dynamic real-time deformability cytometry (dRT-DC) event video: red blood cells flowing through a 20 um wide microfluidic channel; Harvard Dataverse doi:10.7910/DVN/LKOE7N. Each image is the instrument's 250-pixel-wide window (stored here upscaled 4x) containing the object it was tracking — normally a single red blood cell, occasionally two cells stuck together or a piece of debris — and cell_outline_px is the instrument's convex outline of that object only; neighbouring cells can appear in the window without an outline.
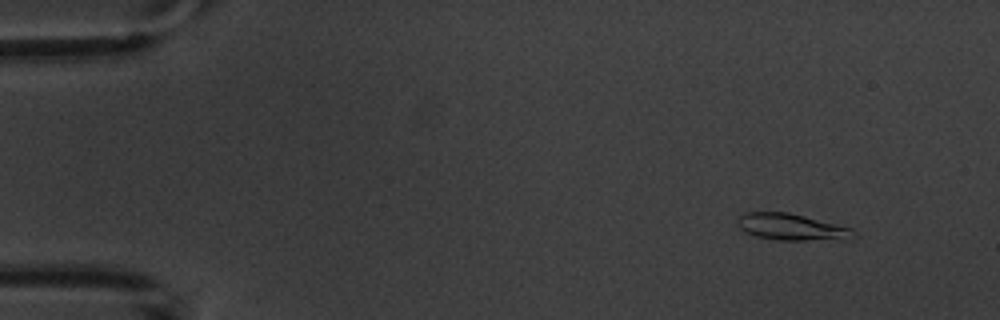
{"species": "common noctule bat (a hibernating species)", "species_latin": "Nyctalus noctula", "temperature_condition": "warm", "stored_images_in_passage": 4, "camera_frame_rate_fps": 3000, "um_per_image_px": 0.085, "animal": {"sex": "male", "body_mass_g": 20.1, "forearm_length_mm": 53.5}, "frame": {"image": 1, "passage_image": 2, "time_ms": 1.333, "image_size_px": [1000, 320], "cell_outline_px": [[856, 236], [804, 240], [776, 240], [756, 236], [740, 228], [740, 216], [744, 212], [788, 212], [852, 228], [856, 232]], "centroid_in_image_um": [67.24, 19.28], "position_along_channel_um": 17.8, "area_um2": 17.22}}